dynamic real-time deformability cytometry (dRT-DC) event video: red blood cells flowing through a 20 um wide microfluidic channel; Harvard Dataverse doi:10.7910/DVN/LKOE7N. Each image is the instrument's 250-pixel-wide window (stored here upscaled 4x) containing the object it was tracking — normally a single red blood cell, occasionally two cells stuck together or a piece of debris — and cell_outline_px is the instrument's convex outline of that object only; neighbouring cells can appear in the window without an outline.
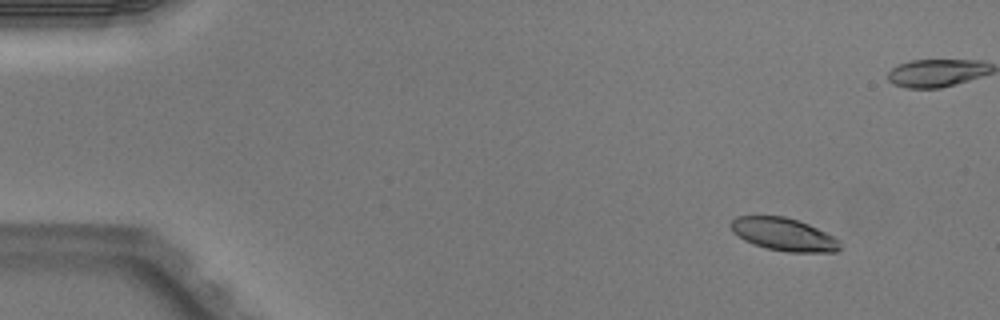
{"species": "Egyptian fruit bat (a non-hibernating species)", "species_latin": "Rousettus aegyptiacus", "temperature_condition": "warm", "stored_images_in_passage": 5, "camera_frame_rate_fps": 3000, "um_per_image_px": 0.085, "animal": {"sex": "male"}, "frame": {"image": 1, "passage_image": 1, "time_ms": 0.0, "image_size_px": [1000, 320], "cell_outline_px": [[844, 248], [836, 252], [788, 252], [768, 248], [752, 244], [744, 240], [732, 232], [732, 220], [736, 216], [784, 216], [808, 224], [840, 240]], "centroid_in_image_um": [66.65, 19.94], "position_along_channel_um": 18.4, "area_um2": 20.81}}